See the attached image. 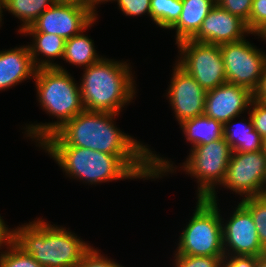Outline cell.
I'll return each instance as SVG.
<instances>
[{
    "label": "cell",
    "mask_w": 266,
    "mask_h": 267,
    "mask_svg": "<svg viewBox=\"0 0 266 267\" xmlns=\"http://www.w3.org/2000/svg\"><path fill=\"white\" fill-rule=\"evenodd\" d=\"M116 115L119 114L83 110L39 146H77L111 155H153L156 179L174 172L172 161L157 156L147 145L118 129L113 121Z\"/></svg>",
    "instance_id": "6da1fadb"
},
{
    "label": "cell",
    "mask_w": 266,
    "mask_h": 267,
    "mask_svg": "<svg viewBox=\"0 0 266 267\" xmlns=\"http://www.w3.org/2000/svg\"><path fill=\"white\" fill-rule=\"evenodd\" d=\"M39 147L70 178H77L91 185L120 179L155 178L153 155H111L77 146Z\"/></svg>",
    "instance_id": "7a4b0ae2"
},
{
    "label": "cell",
    "mask_w": 266,
    "mask_h": 267,
    "mask_svg": "<svg viewBox=\"0 0 266 267\" xmlns=\"http://www.w3.org/2000/svg\"><path fill=\"white\" fill-rule=\"evenodd\" d=\"M35 87L41 107L56 117L57 121L26 125L28 137L40 145L50 135L59 130L66 122L84 110L80 86L68 71L60 66L38 68L35 76Z\"/></svg>",
    "instance_id": "3957f363"
},
{
    "label": "cell",
    "mask_w": 266,
    "mask_h": 267,
    "mask_svg": "<svg viewBox=\"0 0 266 267\" xmlns=\"http://www.w3.org/2000/svg\"><path fill=\"white\" fill-rule=\"evenodd\" d=\"M13 242L43 267H77L92 247L74 232L42 218L13 228Z\"/></svg>",
    "instance_id": "277c9868"
},
{
    "label": "cell",
    "mask_w": 266,
    "mask_h": 267,
    "mask_svg": "<svg viewBox=\"0 0 266 267\" xmlns=\"http://www.w3.org/2000/svg\"><path fill=\"white\" fill-rule=\"evenodd\" d=\"M130 68L129 63L108 58L83 68L79 86L84 110L120 114L136 93Z\"/></svg>",
    "instance_id": "5b68a950"
},
{
    "label": "cell",
    "mask_w": 266,
    "mask_h": 267,
    "mask_svg": "<svg viewBox=\"0 0 266 267\" xmlns=\"http://www.w3.org/2000/svg\"><path fill=\"white\" fill-rule=\"evenodd\" d=\"M195 211L183 229L175 251L187 256H225L222 219L217 201L197 198Z\"/></svg>",
    "instance_id": "8992f818"
},
{
    "label": "cell",
    "mask_w": 266,
    "mask_h": 267,
    "mask_svg": "<svg viewBox=\"0 0 266 267\" xmlns=\"http://www.w3.org/2000/svg\"><path fill=\"white\" fill-rule=\"evenodd\" d=\"M232 149L223 137L190 150L183 170L197 179V198L217 201L215 188L223 182Z\"/></svg>",
    "instance_id": "52a82bcc"
},
{
    "label": "cell",
    "mask_w": 266,
    "mask_h": 267,
    "mask_svg": "<svg viewBox=\"0 0 266 267\" xmlns=\"http://www.w3.org/2000/svg\"><path fill=\"white\" fill-rule=\"evenodd\" d=\"M180 52L177 64L206 91L227 82L219 45L187 39L176 44Z\"/></svg>",
    "instance_id": "ba28073f"
},
{
    "label": "cell",
    "mask_w": 266,
    "mask_h": 267,
    "mask_svg": "<svg viewBox=\"0 0 266 267\" xmlns=\"http://www.w3.org/2000/svg\"><path fill=\"white\" fill-rule=\"evenodd\" d=\"M228 83L243 86L254 93L261 82L266 65L265 52L247 39L219 45Z\"/></svg>",
    "instance_id": "9c48e42d"
},
{
    "label": "cell",
    "mask_w": 266,
    "mask_h": 267,
    "mask_svg": "<svg viewBox=\"0 0 266 267\" xmlns=\"http://www.w3.org/2000/svg\"><path fill=\"white\" fill-rule=\"evenodd\" d=\"M265 176L266 154L263 150L255 152L232 151L221 185L244 198L261 196Z\"/></svg>",
    "instance_id": "30bf717a"
},
{
    "label": "cell",
    "mask_w": 266,
    "mask_h": 267,
    "mask_svg": "<svg viewBox=\"0 0 266 267\" xmlns=\"http://www.w3.org/2000/svg\"><path fill=\"white\" fill-rule=\"evenodd\" d=\"M96 17L97 15L84 5L53 3L22 32L56 34L68 40L82 32Z\"/></svg>",
    "instance_id": "8fae6325"
},
{
    "label": "cell",
    "mask_w": 266,
    "mask_h": 267,
    "mask_svg": "<svg viewBox=\"0 0 266 267\" xmlns=\"http://www.w3.org/2000/svg\"><path fill=\"white\" fill-rule=\"evenodd\" d=\"M223 250L225 256H259L266 251L260 244L259 236L251 213L239 203L230 219L222 223Z\"/></svg>",
    "instance_id": "7c38bea8"
},
{
    "label": "cell",
    "mask_w": 266,
    "mask_h": 267,
    "mask_svg": "<svg viewBox=\"0 0 266 267\" xmlns=\"http://www.w3.org/2000/svg\"><path fill=\"white\" fill-rule=\"evenodd\" d=\"M174 65L167 99L169 98L175 117L181 124L185 120L203 115L207 91L177 63Z\"/></svg>",
    "instance_id": "4fadbf2b"
},
{
    "label": "cell",
    "mask_w": 266,
    "mask_h": 267,
    "mask_svg": "<svg viewBox=\"0 0 266 267\" xmlns=\"http://www.w3.org/2000/svg\"><path fill=\"white\" fill-rule=\"evenodd\" d=\"M253 97L248 88L226 82L207 91L203 115L224 124L248 110Z\"/></svg>",
    "instance_id": "5bb4252c"
},
{
    "label": "cell",
    "mask_w": 266,
    "mask_h": 267,
    "mask_svg": "<svg viewBox=\"0 0 266 267\" xmlns=\"http://www.w3.org/2000/svg\"><path fill=\"white\" fill-rule=\"evenodd\" d=\"M244 34H251L246 23L215 4L192 40L221 45L240 41L246 37Z\"/></svg>",
    "instance_id": "9a60e30c"
},
{
    "label": "cell",
    "mask_w": 266,
    "mask_h": 267,
    "mask_svg": "<svg viewBox=\"0 0 266 267\" xmlns=\"http://www.w3.org/2000/svg\"><path fill=\"white\" fill-rule=\"evenodd\" d=\"M36 70L28 45L0 51V91L33 79Z\"/></svg>",
    "instance_id": "2e32d148"
},
{
    "label": "cell",
    "mask_w": 266,
    "mask_h": 267,
    "mask_svg": "<svg viewBox=\"0 0 266 267\" xmlns=\"http://www.w3.org/2000/svg\"><path fill=\"white\" fill-rule=\"evenodd\" d=\"M215 4L216 0H182L183 9L180 17L170 28L176 30V44L192 39L199 32L203 20Z\"/></svg>",
    "instance_id": "e0dca14e"
},
{
    "label": "cell",
    "mask_w": 266,
    "mask_h": 267,
    "mask_svg": "<svg viewBox=\"0 0 266 267\" xmlns=\"http://www.w3.org/2000/svg\"><path fill=\"white\" fill-rule=\"evenodd\" d=\"M21 34H28L33 38L32 44L28 46L34 66L37 69L56 67L58 64L54 63L53 59L63 58L65 39L62 37L57 36L56 34H48L43 32H21ZM40 54L41 57L43 54V57L45 56L47 59L45 58L42 60L41 57L39 58Z\"/></svg>",
    "instance_id": "ac0fdd59"
},
{
    "label": "cell",
    "mask_w": 266,
    "mask_h": 267,
    "mask_svg": "<svg viewBox=\"0 0 266 267\" xmlns=\"http://www.w3.org/2000/svg\"><path fill=\"white\" fill-rule=\"evenodd\" d=\"M248 123L245 120L244 123L237 122L231 124L234 119L229 120L223 124V137L226 142L230 145L232 151L235 152H255L263 150V138L254 129L252 119L248 115Z\"/></svg>",
    "instance_id": "d6986e66"
},
{
    "label": "cell",
    "mask_w": 266,
    "mask_h": 267,
    "mask_svg": "<svg viewBox=\"0 0 266 267\" xmlns=\"http://www.w3.org/2000/svg\"><path fill=\"white\" fill-rule=\"evenodd\" d=\"M180 126L191 149L223 138V124L205 115L185 120Z\"/></svg>",
    "instance_id": "ffe728a7"
},
{
    "label": "cell",
    "mask_w": 266,
    "mask_h": 267,
    "mask_svg": "<svg viewBox=\"0 0 266 267\" xmlns=\"http://www.w3.org/2000/svg\"><path fill=\"white\" fill-rule=\"evenodd\" d=\"M98 17H96L82 32L76 34L75 36L65 40V48L63 60L69 64L76 66H85V68L90 65L97 63L103 57L96 53L94 48V42L91 38L84 35L83 32L91 27L94 22H96ZM82 33V34H81Z\"/></svg>",
    "instance_id": "44dd1931"
},
{
    "label": "cell",
    "mask_w": 266,
    "mask_h": 267,
    "mask_svg": "<svg viewBox=\"0 0 266 267\" xmlns=\"http://www.w3.org/2000/svg\"><path fill=\"white\" fill-rule=\"evenodd\" d=\"M53 3V0H4V9L23 22L18 30L21 33Z\"/></svg>",
    "instance_id": "7402d4cb"
},
{
    "label": "cell",
    "mask_w": 266,
    "mask_h": 267,
    "mask_svg": "<svg viewBox=\"0 0 266 267\" xmlns=\"http://www.w3.org/2000/svg\"><path fill=\"white\" fill-rule=\"evenodd\" d=\"M182 9V0H150L151 19L164 29L170 30L179 19Z\"/></svg>",
    "instance_id": "603a6c76"
},
{
    "label": "cell",
    "mask_w": 266,
    "mask_h": 267,
    "mask_svg": "<svg viewBox=\"0 0 266 267\" xmlns=\"http://www.w3.org/2000/svg\"><path fill=\"white\" fill-rule=\"evenodd\" d=\"M240 203L251 213L260 244L266 251V198L254 196L242 198Z\"/></svg>",
    "instance_id": "cb8c5ba5"
},
{
    "label": "cell",
    "mask_w": 266,
    "mask_h": 267,
    "mask_svg": "<svg viewBox=\"0 0 266 267\" xmlns=\"http://www.w3.org/2000/svg\"><path fill=\"white\" fill-rule=\"evenodd\" d=\"M5 248L8 250L0 252V267H43L13 241Z\"/></svg>",
    "instance_id": "d4e9b609"
},
{
    "label": "cell",
    "mask_w": 266,
    "mask_h": 267,
    "mask_svg": "<svg viewBox=\"0 0 266 267\" xmlns=\"http://www.w3.org/2000/svg\"><path fill=\"white\" fill-rule=\"evenodd\" d=\"M175 267H221L224 256H187L174 254Z\"/></svg>",
    "instance_id": "484cf974"
},
{
    "label": "cell",
    "mask_w": 266,
    "mask_h": 267,
    "mask_svg": "<svg viewBox=\"0 0 266 267\" xmlns=\"http://www.w3.org/2000/svg\"><path fill=\"white\" fill-rule=\"evenodd\" d=\"M252 3L253 0H216V4L220 8L242 19L246 23L248 30Z\"/></svg>",
    "instance_id": "4316f807"
},
{
    "label": "cell",
    "mask_w": 266,
    "mask_h": 267,
    "mask_svg": "<svg viewBox=\"0 0 266 267\" xmlns=\"http://www.w3.org/2000/svg\"><path fill=\"white\" fill-rule=\"evenodd\" d=\"M250 106L247 114L249 113L256 132L264 139L266 137V102L253 97Z\"/></svg>",
    "instance_id": "83f0119b"
},
{
    "label": "cell",
    "mask_w": 266,
    "mask_h": 267,
    "mask_svg": "<svg viewBox=\"0 0 266 267\" xmlns=\"http://www.w3.org/2000/svg\"><path fill=\"white\" fill-rule=\"evenodd\" d=\"M266 25V0H253L249 17V32L254 36Z\"/></svg>",
    "instance_id": "f1b7e54d"
},
{
    "label": "cell",
    "mask_w": 266,
    "mask_h": 267,
    "mask_svg": "<svg viewBox=\"0 0 266 267\" xmlns=\"http://www.w3.org/2000/svg\"><path fill=\"white\" fill-rule=\"evenodd\" d=\"M77 267H124L111 259L106 258L104 255L91 247L83 256L82 260Z\"/></svg>",
    "instance_id": "f546056e"
},
{
    "label": "cell",
    "mask_w": 266,
    "mask_h": 267,
    "mask_svg": "<svg viewBox=\"0 0 266 267\" xmlns=\"http://www.w3.org/2000/svg\"><path fill=\"white\" fill-rule=\"evenodd\" d=\"M117 1L120 9L126 16H139L145 13L151 17L150 0H113Z\"/></svg>",
    "instance_id": "4dcf8cb0"
},
{
    "label": "cell",
    "mask_w": 266,
    "mask_h": 267,
    "mask_svg": "<svg viewBox=\"0 0 266 267\" xmlns=\"http://www.w3.org/2000/svg\"><path fill=\"white\" fill-rule=\"evenodd\" d=\"M221 267H256V256L231 255L224 256Z\"/></svg>",
    "instance_id": "1f68e13d"
},
{
    "label": "cell",
    "mask_w": 266,
    "mask_h": 267,
    "mask_svg": "<svg viewBox=\"0 0 266 267\" xmlns=\"http://www.w3.org/2000/svg\"><path fill=\"white\" fill-rule=\"evenodd\" d=\"M7 226L0 216V250L2 247L4 249V244L7 246L13 241V229L10 230Z\"/></svg>",
    "instance_id": "d6a6232c"
},
{
    "label": "cell",
    "mask_w": 266,
    "mask_h": 267,
    "mask_svg": "<svg viewBox=\"0 0 266 267\" xmlns=\"http://www.w3.org/2000/svg\"><path fill=\"white\" fill-rule=\"evenodd\" d=\"M254 98L266 102V65L261 77V82L258 89L254 92Z\"/></svg>",
    "instance_id": "836d02e7"
},
{
    "label": "cell",
    "mask_w": 266,
    "mask_h": 267,
    "mask_svg": "<svg viewBox=\"0 0 266 267\" xmlns=\"http://www.w3.org/2000/svg\"><path fill=\"white\" fill-rule=\"evenodd\" d=\"M101 3H104V0H80V5L88 7L97 16L96 5Z\"/></svg>",
    "instance_id": "e575fe53"
},
{
    "label": "cell",
    "mask_w": 266,
    "mask_h": 267,
    "mask_svg": "<svg viewBox=\"0 0 266 267\" xmlns=\"http://www.w3.org/2000/svg\"><path fill=\"white\" fill-rule=\"evenodd\" d=\"M256 267H266V253L256 257Z\"/></svg>",
    "instance_id": "d590c367"
},
{
    "label": "cell",
    "mask_w": 266,
    "mask_h": 267,
    "mask_svg": "<svg viewBox=\"0 0 266 267\" xmlns=\"http://www.w3.org/2000/svg\"><path fill=\"white\" fill-rule=\"evenodd\" d=\"M54 3L80 4V0H53Z\"/></svg>",
    "instance_id": "8d00e7d4"
},
{
    "label": "cell",
    "mask_w": 266,
    "mask_h": 267,
    "mask_svg": "<svg viewBox=\"0 0 266 267\" xmlns=\"http://www.w3.org/2000/svg\"><path fill=\"white\" fill-rule=\"evenodd\" d=\"M255 35L266 40V25L263 26Z\"/></svg>",
    "instance_id": "74e56055"
},
{
    "label": "cell",
    "mask_w": 266,
    "mask_h": 267,
    "mask_svg": "<svg viewBox=\"0 0 266 267\" xmlns=\"http://www.w3.org/2000/svg\"><path fill=\"white\" fill-rule=\"evenodd\" d=\"M261 196L266 198V176H265V179H264V182H263V188H262V191H261Z\"/></svg>",
    "instance_id": "f35d334b"
},
{
    "label": "cell",
    "mask_w": 266,
    "mask_h": 267,
    "mask_svg": "<svg viewBox=\"0 0 266 267\" xmlns=\"http://www.w3.org/2000/svg\"><path fill=\"white\" fill-rule=\"evenodd\" d=\"M4 8V0H0V25H1V22H2V13H3V9Z\"/></svg>",
    "instance_id": "ab89813d"
},
{
    "label": "cell",
    "mask_w": 266,
    "mask_h": 267,
    "mask_svg": "<svg viewBox=\"0 0 266 267\" xmlns=\"http://www.w3.org/2000/svg\"><path fill=\"white\" fill-rule=\"evenodd\" d=\"M263 152L266 154V137L263 139Z\"/></svg>",
    "instance_id": "60d3db41"
}]
</instances>
